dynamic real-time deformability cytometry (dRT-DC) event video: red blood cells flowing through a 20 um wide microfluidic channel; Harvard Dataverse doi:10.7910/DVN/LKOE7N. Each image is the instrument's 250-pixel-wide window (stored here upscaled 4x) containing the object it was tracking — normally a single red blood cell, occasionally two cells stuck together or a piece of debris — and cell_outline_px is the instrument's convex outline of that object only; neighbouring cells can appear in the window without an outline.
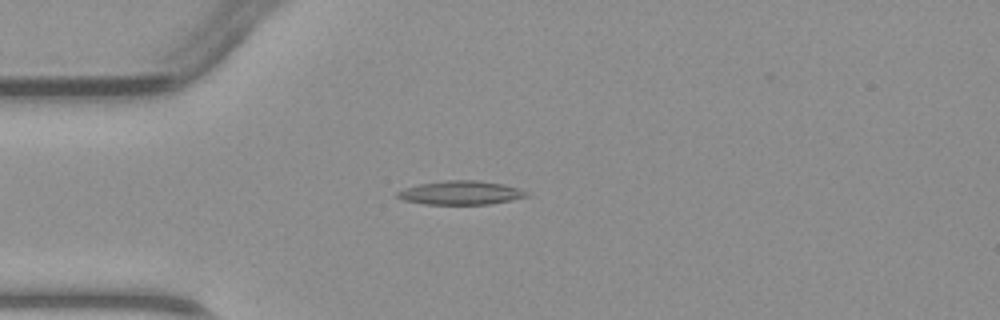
{"species": "common noctule bat (a hibernating species)", "species_latin": "Nyctalus noctula", "temperature_condition": "warm", "stored_images_in_passage": 3, "camera_frame_rate_fps": 3000, "um_per_image_px": 0.085, "animal": {"sex": "male", "body_mass_g": 23.1, "forearm_length_mm": 52.7}, "frame": {"image": 1, "passage_image": 2, "time_ms": 1.333, "image_size_px": [1000, 320], "cell_outline_px": [[528, 196], [512, 200], [492, 204], [424, 204], [404, 200], [396, 196], [396, 192], [404, 188], [420, 184], [444, 180], [476, 180], [504, 184], [520, 188], [528, 192]], "centroid_in_image_um": [39.18, 16.38], "position_along_channel_um": 45.8, "area_um2": 17.98}}